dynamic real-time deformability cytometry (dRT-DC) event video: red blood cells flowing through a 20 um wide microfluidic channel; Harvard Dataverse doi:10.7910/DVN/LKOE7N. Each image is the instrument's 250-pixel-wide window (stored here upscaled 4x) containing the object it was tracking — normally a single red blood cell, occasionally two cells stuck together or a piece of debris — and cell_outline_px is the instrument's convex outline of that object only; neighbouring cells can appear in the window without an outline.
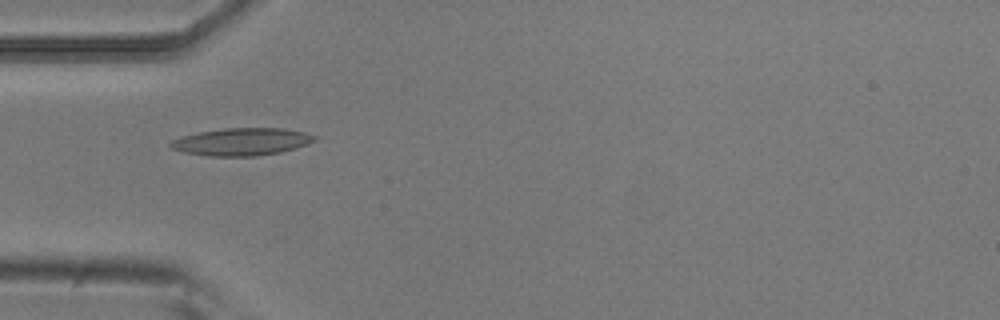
{"species": "common noctule bat (a hibernating species)", "species_latin": "Nyctalus noctula", "temperature_condition": "room temperature", "stored_images_in_passage": 5, "camera_frame_rate_fps": 3000, "um_per_image_px": 0.085, "animal": {"sex": "male", "body_mass_g": 20.5, "forearm_length_mm": 52.5}, "frame": {"image": 1, "passage_image": 3, "time_ms": 0.667, "image_size_px": [1000, 320], "cell_outline_px": [[316, 140], [308, 144], [296, 148], [280, 152], [256, 156], [208, 156], [184, 152], [172, 148], [168, 144], [172, 140], [180, 136], [200, 132], [224, 128], [284, 128], [304, 132], [316, 136]], "centroid_in_image_um": [20.55, 12.04], "position_along_channel_um": 64.5, "area_um2": 23.06}}
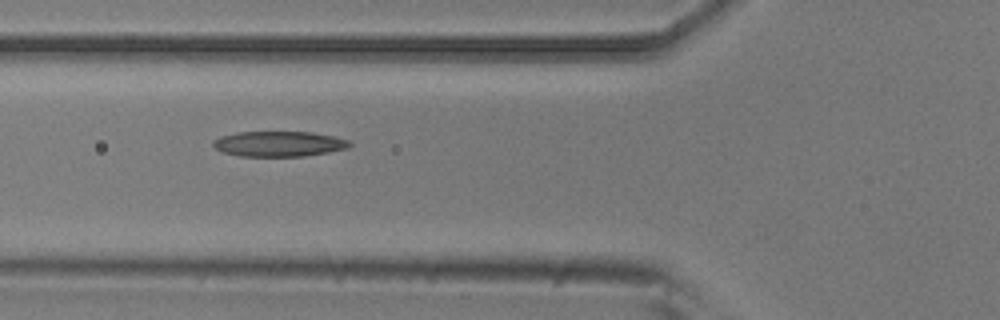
{"frame": {"image": 2, "passage_image": 4, "time_ms": 1.0, "image_size_px": [1000, 320], "cell_outline_px": [[352, 144], [348, 148], [328, 152], [304, 156], [240, 156], [224, 152], [216, 148], [212, 144], [212, 140], [220, 136], [236, 132], [312, 132], [336, 136], [348, 140]], "centroid_in_image_um": [23.72, 12.22], "position_along_channel_um": 102.1, "area_um2": 20.17}}
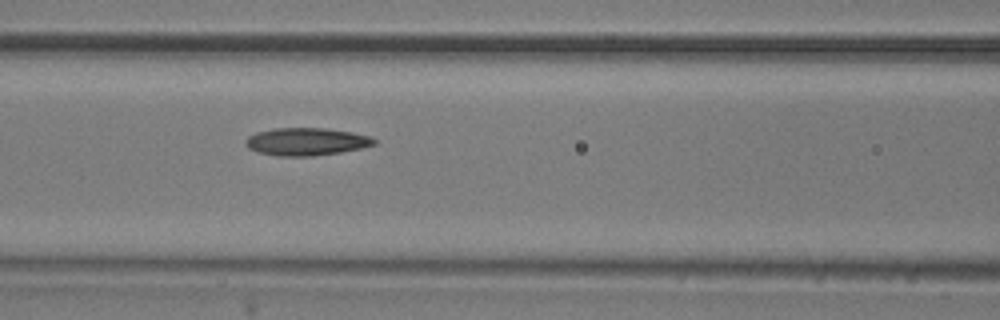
{"frame": {"image": 3, "passage_image": 5, "time_ms": 1.333, "image_size_px": [1000, 320], "cell_outline_px": [[376, 144], [360, 148], [340, 152], [312, 156], [276, 156], [256, 152], [248, 148], [244, 140], [248, 136], [256, 132], [272, 128], [324, 128], [352, 132], [372, 136], [376, 140]], "centroid_in_image_um": [26.01, 12.03], "position_along_channel_um": 140.6, "area_um2": 20.87}}